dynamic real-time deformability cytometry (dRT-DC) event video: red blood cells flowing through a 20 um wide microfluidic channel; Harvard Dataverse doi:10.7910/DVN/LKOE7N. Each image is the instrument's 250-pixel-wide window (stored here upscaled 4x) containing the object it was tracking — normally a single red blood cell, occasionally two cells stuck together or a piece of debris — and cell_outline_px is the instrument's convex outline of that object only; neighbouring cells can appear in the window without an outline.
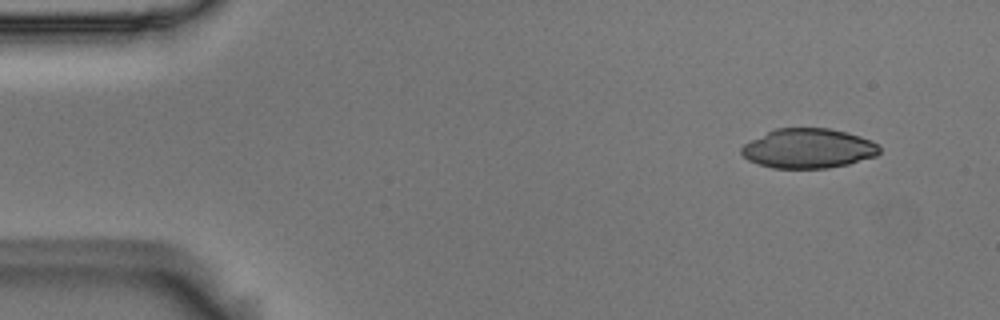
{"species": "Egyptian fruit bat (a non-hibernating species)", "species_latin": "Rousettus aegyptiacus", "temperature_condition": "room temperature", "stored_images_in_passage": 4, "camera_frame_rate_fps": 3000, "um_per_image_px": 0.085, "animal": {"sex": "male"}, "frame": {"image": 1, "passage_image": 1, "time_ms": 0.0, "image_size_px": [1000, 320], "cell_outline_px": [[880, 152], [876, 156], [848, 164], [828, 168], [772, 168], [748, 160], [740, 152], [740, 148], [744, 144], [776, 128], [828, 128], [848, 132], [872, 140], [880, 148]], "centroid_in_image_um": [68.73, 12.62], "position_along_channel_um": 16.3, "area_um2": 31.79}}